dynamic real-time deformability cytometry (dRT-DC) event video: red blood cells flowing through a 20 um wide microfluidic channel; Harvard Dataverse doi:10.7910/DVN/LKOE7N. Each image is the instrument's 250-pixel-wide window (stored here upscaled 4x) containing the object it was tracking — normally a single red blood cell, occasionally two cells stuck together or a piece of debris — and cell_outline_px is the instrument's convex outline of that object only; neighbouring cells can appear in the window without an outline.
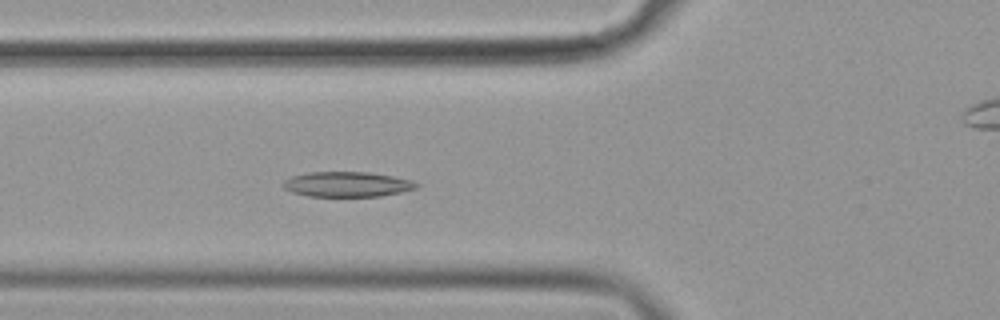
{"species": "common noctule bat (a hibernating species)", "species_latin": "Nyctalus noctula", "temperature_condition": "cold", "stored_images_in_passage": 44, "camera_frame_rate_fps": 3000, "um_per_image_px": 0.085, "animal": {"sex": "female", "body_mass_g": 19.9}, "frame": {"image": 1, "passage_image": 16, "time_ms": 5.0, "image_size_px": [1000, 320], "cell_outline_px": [[420, 184], [416, 188], [400, 192], [380, 196], [308, 196], [292, 192], [284, 188], [280, 184], [284, 180], [292, 176], [308, 172], [368, 172], [392, 176], [412, 180]], "centroid_in_image_um": [29.48, 15.66], "position_along_channel_um": 96.3, "area_um2": 19.48}}
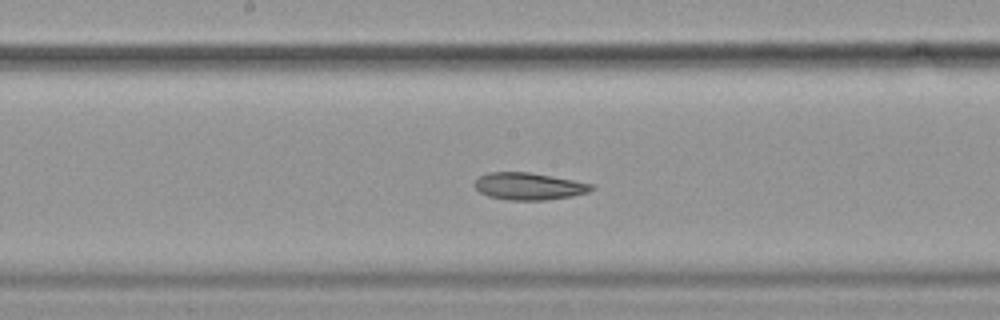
{"frame": {"image": 2, "passage_image": 25, "time_ms": 8.0, "image_size_px": [1000, 320], "cell_outline_px": [[596, 188], [588, 192], [572, 196], [544, 200], [508, 200], [488, 196], [480, 192], [472, 184], [480, 176], [488, 172], [532, 172], [592, 184]], "centroid_in_image_um": [44.94, 15.83], "position_along_channel_um": 203.3, "area_um2": 18.5}}
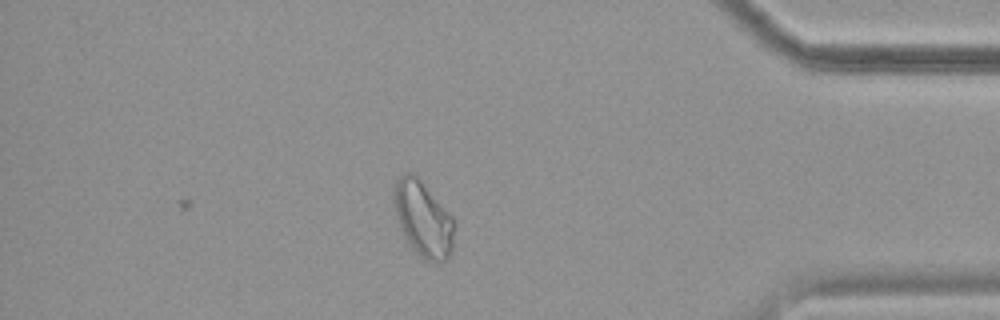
{"frame": {"image": 3, "passage_image": 44, "time_ms": 14.333, "image_size_px": [1000, 320], "cell_outline_px": [[456, 220], [452, 252], [448, 260], [424, 260], [408, 244], [400, 228], [396, 216], [392, 200], [392, 192], [396, 180], [400, 176], [408, 172], [412, 172], [420, 180]], "centroid_in_image_um": [35.96, 18.61], "position_along_channel_um": 399.2, "area_um2": 26.76}, "authors_computed_cell_mechanics": {"area_um2": 18.8428, "velocity_mm_per_s": 3.5697, "shape_relaxation_time_tau1_ms": 10.1135, "shape_relaxation_time_tau2_ms": 5.2866, "deformation_change_tau1": 0.2103, "deformation_change_tau2": 0.1079}}